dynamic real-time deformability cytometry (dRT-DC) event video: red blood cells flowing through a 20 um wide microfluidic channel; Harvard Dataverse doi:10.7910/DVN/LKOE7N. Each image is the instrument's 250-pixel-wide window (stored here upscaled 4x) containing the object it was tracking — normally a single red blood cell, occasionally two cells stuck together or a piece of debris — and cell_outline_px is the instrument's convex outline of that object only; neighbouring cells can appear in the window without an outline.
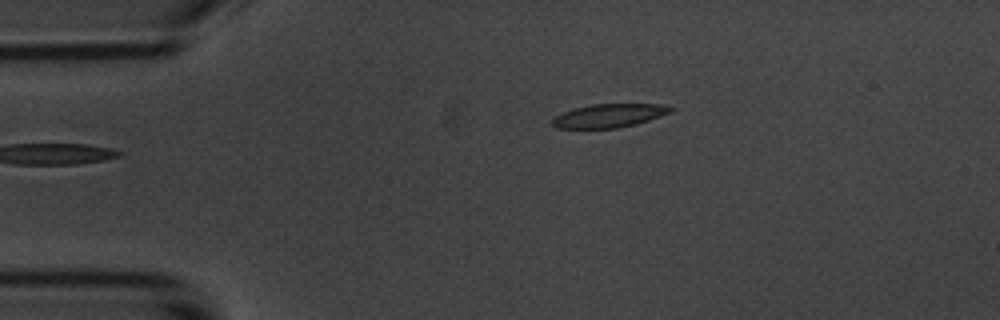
{"species": "common noctule bat (a hibernating species)", "species_latin": "Nyctalus noctula", "temperature_condition": "room temperature", "stored_images_in_passage": 38, "camera_frame_rate_fps": 3000, "um_per_image_px": 0.085, "animal": {"sex": "male", "body_mass_g": 20.1, "forearm_length_mm": 53.5}, "frame": {"image": 1, "passage_image": 1, "time_ms": 0.0, "image_size_px": [1000, 320], "cell_outline_px": [[676, 108], [672, 112], [636, 124], [616, 128], [556, 128], [552, 124], [552, 120], [556, 116], [564, 112], [576, 108], [592, 104], [660, 104]], "centroid_in_image_um": [51.81, 9.83], "position_along_channel_um": 33.2, "area_um2": 16.07}}
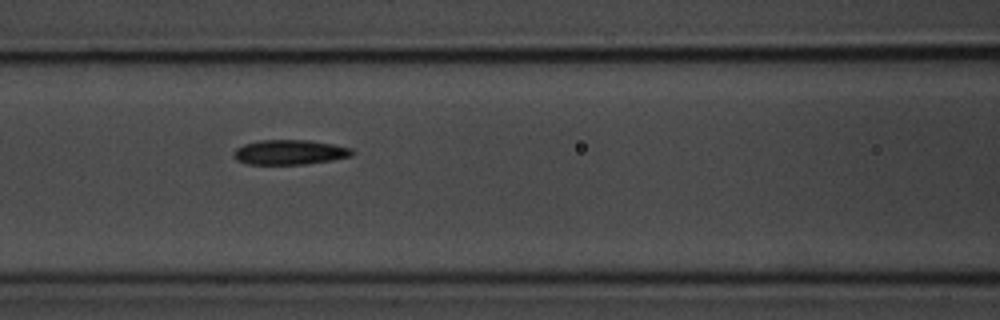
{"frame": {"image": 2, "passage_image": 13, "time_ms": 4.0, "image_size_px": [1000, 320], "cell_outline_px": [[356, 152], [352, 156], [332, 160], [304, 164], [248, 164], [236, 160], [232, 156], [232, 152], [236, 148], [244, 144], [260, 140], [308, 140], [332, 144], [352, 148]], "centroid_in_image_um": [24.62, 12.94], "position_along_channel_um": 142.0, "area_um2": 17.22}}
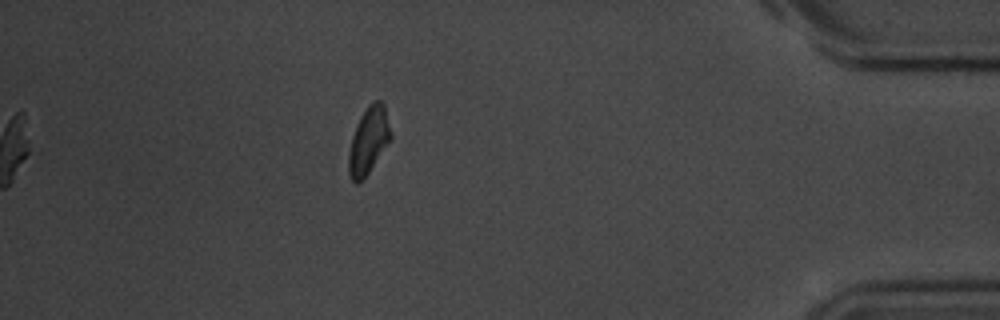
{"frame": {"image": 3, "passage_image": 38, "time_ms": 12.333, "image_size_px": [1000, 320], "cell_outline_px": [[392, 140], [368, 172], [356, 184], [352, 180], [348, 172], [348, 152], [352, 136], [356, 124], [360, 116], [368, 104], [372, 100], [380, 100], [384, 104], [392, 132]], "centroid_in_image_um": [31.34, 11.89], "position_along_channel_um": 403.9, "area_um2": 16.59}, "authors_computed_cell_mechanics": {"area_um2": 17.1955, "velocity_mm_per_s": 3.7012, "shape_relaxation_time_tau1_ms": 2.617, "shape_relaxation_time_tau2_ms": 4.624, "deformation_change_tau1": 0.1303, "deformation_change_tau2": 0.1215}}